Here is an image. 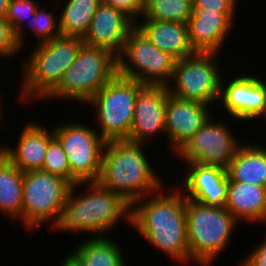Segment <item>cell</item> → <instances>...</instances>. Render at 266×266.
Masks as SVG:
<instances>
[{"label":"cell","mask_w":266,"mask_h":266,"mask_svg":"<svg viewBox=\"0 0 266 266\" xmlns=\"http://www.w3.org/2000/svg\"><path fill=\"white\" fill-rule=\"evenodd\" d=\"M23 49L15 38V31L5 17H0V57L12 58Z\"/></svg>","instance_id":"30"},{"label":"cell","mask_w":266,"mask_h":266,"mask_svg":"<svg viewBox=\"0 0 266 266\" xmlns=\"http://www.w3.org/2000/svg\"><path fill=\"white\" fill-rule=\"evenodd\" d=\"M42 170L67 180L71 185L79 183L71 175L67 155L55 137L47 147Z\"/></svg>","instance_id":"28"},{"label":"cell","mask_w":266,"mask_h":266,"mask_svg":"<svg viewBox=\"0 0 266 266\" xmlns=\"http://www.w3.org/2000/svg\"><path fill=\"white\" fill-rule=\"evenodd\" d=\"M5 146H0V213L22 222L24 172L4 155Z\"/></svg>","instance_id":"23"},{"label":"cell","mask_w":266,"mask_h":266,"mask_svg":"<svg viewBox=\"0 0 266 266\" xmlns=\"http://www.w3.org/2000/svg\"><path fill=\"white\" fill-rule=\"evenodd\" d=\"M83 43V38L61 35L36 43L30 56L22 63L21 72L24 73L19 99L22 102L34 99L43 101L60 84L63 74L74 63Z\"/></svg>","instance_id":"4"},{"label":"cell","mask_w":266,"mask_h":266,"mask_svg":"<svg viewBox=\"0 0 266 266\" xmlns=\"http://www.w3.org/2000/svg\"><path fill=\"white\" fill-rule=\"evenodd\" d=\"M49 130L35 121L24 124L18 143L13 148L5 146L4 155L24 173L42 170L47 147L54 138L53 128Z\"/></svg>","instance_id":"19"},{"label":"cell","mask_w":266,"mask_h":266,"mask_svg":"<svg viewBox=\"0 0 266 266\" xmlns=\"http://www.w3.org/2000/svg\"><path fill=\"white\" fill-rule=\"evenodd\" d=\"M71 186L67 180L43 170L25 172L22 204L25 230L35 231L47 222L52 227L67 201Z\"/></svg>","instance_id":"9"},{"label":"cell","mask_w":266,"mask_h":266,"mask_svg":"<svg viewBox=\"0 0 266 266\" xmlns=\"http://www.w3.org/2000/svg\"><path fill=\"white\" fill-rule=\"evenodd\" d=\"M135 26L123 12L101 2L83 41L87 45L107 49L119 57L130 31Z\"/></svg>","instance_id":"18"},{"label":"cell","mask_w":266,"mask_h":266,"mask_svg":"<svg viewBox=\"0 0 266 266\" xmlns=\"http://www.w3.org/2000/svg\"><path fill=\"white\" fill-rule=\"evenodd\" d=\"M186 218L190 258L200 266L213 265L240 224L226 208L207 206L191 199H186Z\"/></svg>","instance_id":"5"},{"label":"cell","mask_w":266,"mask_h":266,"mask_svg":"<svg viewBox=\"0 0 266 266\" xmlns=\"http://www.w3.org/2000/svg\"><path fill=\"white\" fill-rule=\"evenodd\" d=\"M60 266H84L80 259L73 253L66 255V258L62 259Z\"/></svg>","instance_id":"34"},{"label":"cell","mask_w":266,"mask_h":266,"mask_svg":"<svg viewBox=\"0 0 266 266\" xmlns=\"http://www.w3.org/2000/svg\"><path fill=\"white\" fill-rule=\"evenodd\" d=\"M228 181L266 187V148L252 143L242 144L227 169Z\"/></svg>","instance_id":"22"},{"label":"cell","mask_w":266,"mask_h":266,"mask_svg":"<svg viewBox=\"0 0 266 266\" xmlns=\"http://www.w3.org/2000/svg\"><path fill=\"white\" fill-rule=\"evenodd\" d=\"M211 110L208 105L182 100L171 94L168 95L165 114V140L174 154L213 116Z\"/></svg>","instance_id":"15"},{"label":"cell","mask_w":266,"mask_h":266,"mask_svg":"<svg viewBox=\"0 0 266 266\" xmlns=\"http://www.w3.org/2000/svg\"><path fill=\"white\" fill-rule=\"evenodd\" d=\"M187 166L182 186L177 188L186 199L198 203L225 208L227 200V170L212 165L185 163ZM189 168V169H188Z\"/></svg>","instance_id":"16"},{"label":"cell","mask_w":266,"mask_h":266,"mask_svg":"<svg viewBox=\"0 0 266 266\" xmlns=\"http://www.w3.org/2000/svg\"><path fill=\"white\" fill-rule=\"evenodd\" d=\"M238 0H192V4L203 11L236 13Z\"/></svg>","instance_id":"32"},{"label":"cell","mask_w":266,"mask_h":266,"mask_svg":"<svg viewBox=\"0 0 266 266\" xmlns=\"http://www.w3.org/2000/svg\"><path fill=\"white\" fill-rule=\"evenodd\" d=\"M2 105H3V103H2V97H1V95H0V124L2 123V118H3V108H2ZM1 126V125H0Z\"/></svg>","instance_id":"36"},{"label":"cell","mask_w":266,"mask_h":266,"mask_svg":"<svg viewBox=\"0 0 266 266\" xmlns=\"http://www.w3.org/2000/svg\"><path fill=\"white\" fill-rule=\"evenodd\" d=\"M264 238L251 253L241 260V266H266V237Z\"/></svg>","instance_id":"33"},{"label":"cell","mask_w":266,"mask_h":266,"mask_svg":"<svg viewBox=\"0 0 266 266\" xmlns=\"http://www.w3.org/2000/svg\"><path fill=\"white\" fill-rule=\"evenodd\" d=\"M81 186L86 187L84 191L87 193L83 191L78 195L76 189ZM123 219L131 224V205L121 196L103 188L98 182H79L71 186L57 222L49 229L106 237L105 233Z\"/></svg>","instance_id":"2"},{"label":"cell","mask_w":266,"mask_h":266,"mask_svg":"<svg viewBox=\"0 0 266 266\" xmlns=\"http://www.w3.org/2000/svg\"><path fill=\"white\" fill-rule=\"evenodd\" d=\"M163 187L131 206L130 226L150 246L185 265L191 261L187 241L186 198L175 186ZM164 192H166L164 194Z\"/></svg>","instance_id":"1"},{"label":"cell","mask_w":266,"mask_h":266,"mask_svg":"<svg viewBox=\"0 0 266 266\" xmlns=\"http://www.w3.org/2000/svg\"><path fill=\"white\" fill-rule=\"evenodd\" d=\"M136 26L152 44L176 60L196 53L190 44L187 23L139 20Z\"/></svg>","instance_id":"21"},{"label":"cell","mask_w":266,"mask_h":266,"mask_svg":"<svg viewBox=\"0 0 266 266\" xmlns=\"http://www.w3.org/2000/svg\"><path fill=\"white\" fill-rule=\"evenodd\" d=\"M120 244L106 237H88L73 253L84 266H127Z\"/></svg>","instance_id":"24"},{"label":"cell","mask_w":266,"mask_h":266,"mask_svg":"<svg viewBox=\"0 0 266 266\" xmlns=\"http://www.w3.org/2000/svg\"><path fill=\"white\" fill-rule=\"evenodd\" d=\"M213 120L211 116L176 153V157L182 162L218 166L227 170L242 144L238 143L239 140L225 122Z\"/></svg>","instance_id":"12"},{"label":"cell","mask_w":266,"mask_h":266,"mask_svg":"<svg viewBox=\"0 0 266 266\" xmlns=\"http://www.w3.org/2000/svg\"><path fill=\"white\" fill-rule=\"evenodd\" d=\"M102 2L123 12L135 24L142 19L146 7V0H102ZM138 16H140L139 19Z\"/></svg>","instance_id":"31"},{"label":"cell","mask_w":266,"mask_h":266,"mask_svg":"<svg viewBox=\"0 0 266 266\" xmlns=\"http://www.w3.org/2000/svg\"><path fill=\"white\" fill-rule=\"evenodd\" d=\"M118 73V57L107 49L83 43L60 84L44 99H68L86 104Z\"/></svg>","instance_id":"6"},{"label":"cell","mask_w":266,"mask_h":266,"mask_svg":"<svg viewBox=\"0 0 266 266\" xmlns=\"http://www.w3.org/2000/svg\"><path fill=\"white\" fill-rule=\"evenodd\" d=\"M11 0H0V17H6Z\"/></svg>","instance_id":"35"},{"label":"cell","mask_w":266,"mask_h":266,"mask_svg":"<svg viewBox=\"0 0 266 266\" xmlns=\"http://www.w3.org/2000/svg\"><path fill=\"white\" fill-rule=\"evenodd\" d=\"M40 7L41 6H38L35 13L32 15V17L15 32V38L20 44L21 49L24 46L26 47L25 45L26 35L23 33L24 31H26L25 30L26 23H28L29 27H31L30 31L33 30V32L37 36L38 43L52 40L61 35L60 29H59L58 16L56 18L54 16L55 14L53 11L50 12L49 10L48 12V11H45L43 7L40 9Z\"/></svg>","instance_id":"27"},{"label":"cell","mask_w":266,"mask_h":266,"mask_svg":"<svg viewBox=\"0 0 266 266\" xmlns=\"http://www.w3.org/2000/svg\"><path fill=\"white\" fill-rule=\"evenodd\" d=\"M236 13L203 11L192 4L187 27L190 44L195 52H222L227 35L230 36Z\"/></svg>","instance_id":"17"},{"label":"cell","mask_w":266,"mask_h":266,"mask_svg":"<svg viewBox=\"0 0 266 266\" xmlns=\"http://www.w3.org/2000/svg\"><path fill=\"white\" fill-rule=\"evenodd\" d=\"M144 146L145 144L121 140L109 141L104 148L97 182L121 196L131 206L163 187V181L144 152Z\"/></svg>","instance_id":"3"},{"label":"cell","mask_w":266,"mask_h":266,"mask_svg":"<svg viewBox=\"0 0 266 266\" xmlns=\"http://www.w3.org/2000/svg\"><path fill=\"white\" fill-rule=\"evenodd\" d=\"M176 59L158 49L135 26L129 33L124 49L118 57V73L144 85L170 83Z\"/></svg>","instance_id":"10"},{"label":"cell","mask_w":266,"mask_h":266,"mask_svg":"<svg viewBox=\"0 0 266 266\" xmlns=\"http://www.w3.org/2000/svg\"><path fill=\"white\" fill-rule=\"evenodd\" d=\"M191 10L192 0H146L142 20L187 23Z\"/></svg>","instance_id":"26"},{"label":"cell","mask_w":266,"mask_h":266,"mask_svg":"<svg viewBox=\"0 0 266 266\" xmlns=\"http://www.w3.org/2000/svg\"><path fill=\"white\" fill-rule=\"evenodd\" d=\"M143 86L117 73L86 103L96 110L97 132L106 142L128 140L135 101Z\"/></svg>","instance_id":"7"},{"label":"cell","mask_w":266,"mask_h":266,"mask_svg":"<svg viewBox=\"0 0 266 266\" xmlns=\"http://www.w3.org/2000/svg\"><path fill=\"white\" fill-rule=\"evenodd\" d=\"M225 208L239 223H266V187L228 181Z\"/></svg>","instance_id":"20"},{"label":"cell","mask_w":266,"mask_h":266,"mask_svg":"<svg viewBox=\"0 0 266 266\" xmlns=\"http://www.w3.org/2000/svg\"><path fill=\"white\" fill-rule=\"evenodd\" d=\"M58 124L53 127L54 137L67 155L71 175L78 182H97L107 142L94 126L81 121Z\"/></svg>","instance_id":"11"},{"label":"cell","mask_w":266,"mask_h":266,"mask_svg":"<svg viewBox=\"0 0 266 266\" xmlns=\"http://www.w3.org/2000/svg\"><path fill=\"white\" fill-rule=\"evenodd\" d=\"M168 95V87L164 85H144L138 91L127 141L144 144L149 143L148 140H152L157 134L162 133L166 136L165 114Z\"/></svg>","instance_id":"14"},{"label":"cell","mask_w":266,"mask_h":266,"mask_svg":"<svg viewBox=\"0 0 266 266\" xmlns=\"http://www.w3.org/2000/svg\"><path fill=\"white\" fill-rule=\"evenodd\" d=\"M64 0L59 16L61 36L84 38L102 0Z\"/></svg>","instance_id":"25"},{"label":"cell","mask_w":266,"mask_h":266,"mask_svg":"<svg viewBox=\"0 0 266 266\" xmlns=\"http://www.w3.org/2000/svg\"><path fill=\"white\" fill-rule=\"evenodd\" d=\"M217 55L219 54L196 52L176 60L172 79L167 86L169 94L211 107L218 105L216 102L220 98L221 83L227 79H223L224 70Z\"/></svg>","instance_id":"8"},{"label":"cell","mask_w":266,"mask_h":266,"mask_svg":"<svg viewBox=\"0 0 266 266\" xmlns=\"http://www.w3.org/2000/svg\"><path fill=\"white\" fill-rule=\"evenodd\" d=\"M223 83L217 103L234 120L249 121L262 116L266 118V83L262 78L249 73L240 74L228 83Z\"/></svg>","instance_id":"13"},{"label":"cell","mask_w":266,"mask_h":266,"mask_svg":"<svg viewBox=\"0 0 266 266\" xmlns=\"http://www.w3.org/2000/svg\"><path fill=\"white\" fill-rule=\"evenodd\" d=\"M38 6L35 0H11L5 18L16 32L32 17Z\"/></svg>","instance_id":"29"}]
</instances>
